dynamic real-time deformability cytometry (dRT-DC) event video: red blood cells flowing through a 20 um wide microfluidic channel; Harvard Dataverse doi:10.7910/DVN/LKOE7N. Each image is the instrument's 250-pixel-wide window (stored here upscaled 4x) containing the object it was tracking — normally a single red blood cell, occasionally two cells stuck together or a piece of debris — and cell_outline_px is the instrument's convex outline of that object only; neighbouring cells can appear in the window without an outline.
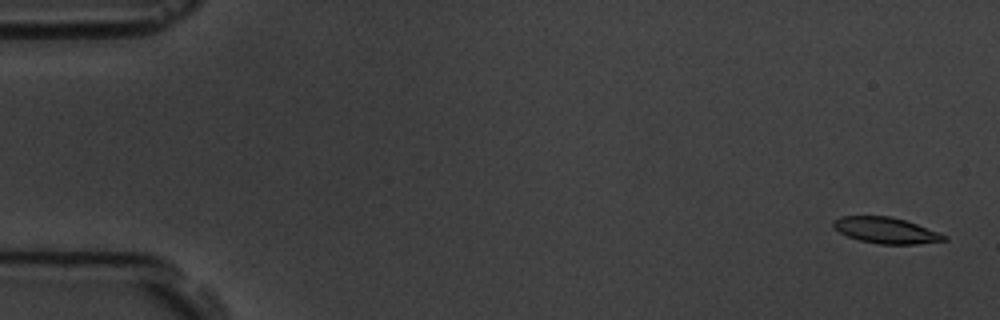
{"species": "common noctule bat (a hibernating species)", "species_latin": "Nyctalus noctula", "temperature_condition": "room temperature", "stored_images_in_passage": 5, "segment_of_instrument_passage": [2, 2], "camera_frame_rate_fps": 3000, "um_per_image_px": 0.085, "animal": {"sex": "male", "body_mass_g": 19.5, "forearm_length_mm": 54.6}, "frame": {"image": 1, "passage_image": 5, "time_ms": 5.333, "image_size_px": [1000, 320], "cell_outline_px": [[948, 240], [916, 244], [880, 244], [860, 240], [848, 236], [832, 228], [832, 220], [840, 216], [892, 216], [916, 224], [948, 236]], "centroid_in_image_um": [75.27, 19.57], "position_along_channel_um": 9.7, "area_um2": 16.76}}